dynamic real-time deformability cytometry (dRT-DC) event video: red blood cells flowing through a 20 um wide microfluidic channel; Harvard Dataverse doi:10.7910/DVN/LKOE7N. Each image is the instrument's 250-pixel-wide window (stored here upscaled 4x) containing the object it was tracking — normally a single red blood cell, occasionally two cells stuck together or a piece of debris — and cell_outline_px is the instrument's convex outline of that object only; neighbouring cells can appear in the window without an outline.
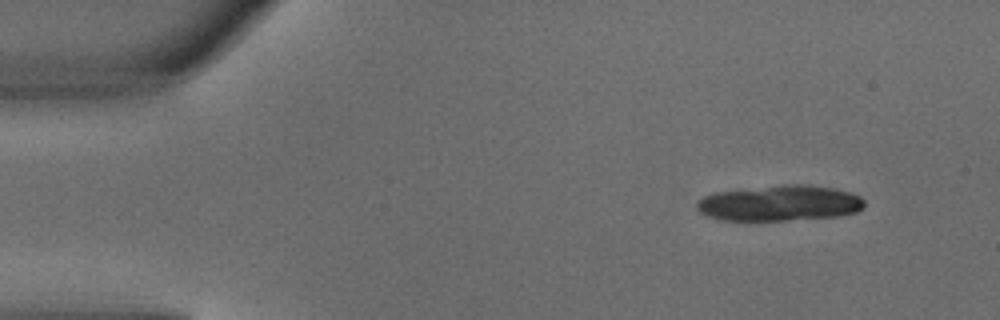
{"species": "common noctule bat (a hibernating species)", "species_latin": "Nyctalus noctula", "temperature_condition": "warm", "stored_images_in_passage": 4, "camera_frame_rate_fps": 3000, "um_per_image_px": 0.085, "animal": {"sex": "male", "body_mass_g": 18.8}, "frame": {"image": 1, "passage_image": 1, "time_ms": 0.0, "image_size_px": [1000, 320], "cell_outline_px": [[864, 208], [856, 212], [840, 216], [748, 224], [720, 220], [708, 216], [700, 212], [696, 208], [696, 200], [704, 196], [716, 192], [780, 184], [812, 184], [836, 188], [852, 192], [860, 196], [864, 200]], "centroid_in_image_um": [66.24, 17.3], "position_along_channel_um": 18.8, "area_um2": 36.47}}